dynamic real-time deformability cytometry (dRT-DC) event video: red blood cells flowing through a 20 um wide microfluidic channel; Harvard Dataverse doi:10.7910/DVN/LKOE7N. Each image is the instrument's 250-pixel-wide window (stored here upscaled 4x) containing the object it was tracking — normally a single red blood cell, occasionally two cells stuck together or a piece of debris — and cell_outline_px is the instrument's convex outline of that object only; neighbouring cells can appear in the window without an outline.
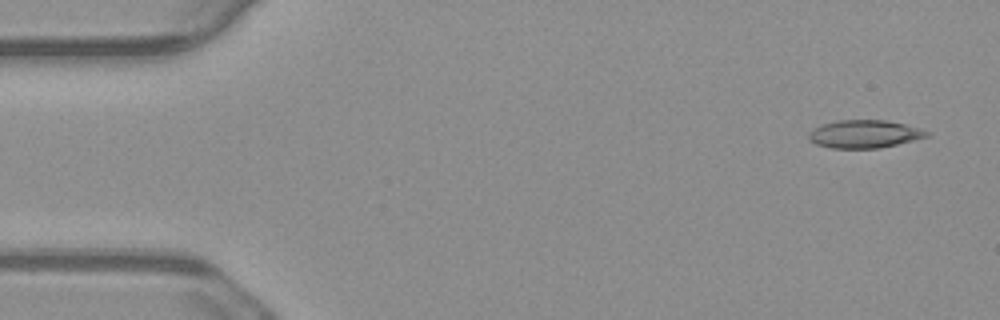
{"species": "common noctule bat (a hibernating species)", "species_latin": "Nyctalus noctula", "temperature_condition": "warm", "stored_images_in_passage": 50, "camera_frame_rate_fps": 3000, "um_per_image_px": 0.085, "animal": {"sex": "male", "body_mass_g": 23.1, "forearm_length_mm": 52.7}, "frame": {"image": 1, "passage_image": 3, "time_ms": 0.667, "image_size_px": [1000, 320], "cell_outline_px": [[932, 136], [880, 148], [832, 148], [816, 144], [808, 140], [808, 132], [812, 128], [820, 124], [836, 120], [888, 120], [920, 128], [932, 132]], "centroid_in_image_um": [73.48, 11.38], "position_along_channel_um": 11.5, "area_um2": 19.59}}
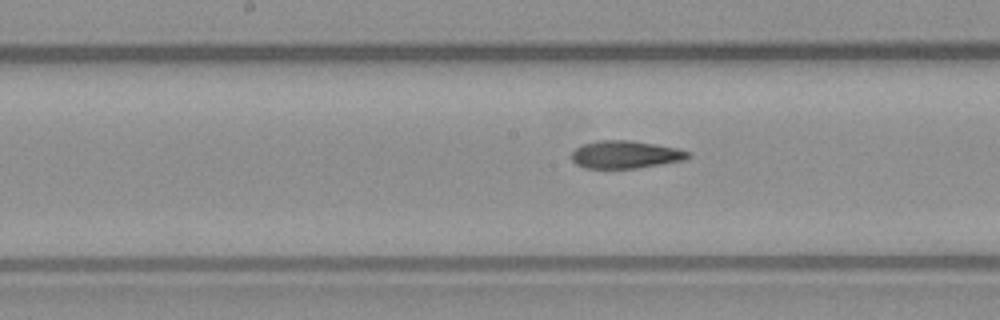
{"frame": {"image": 2, "passage_image": 27, "time_ms": 8.667, "image_size_px": [1000, 320], "cell_outline_px": [[692, 156], [684, 160], [636, 168], [584, 168], [576, 164], [572, 160], [572, 152], [576, 148], [584, 144], [600, 140], [632, 140], [656, 144], [676, 148], [692, 152]], "centroid_in_image_um": [53.19, 13.13], "position_along_channel_um": 195.0, "area_um2": 18.79}}
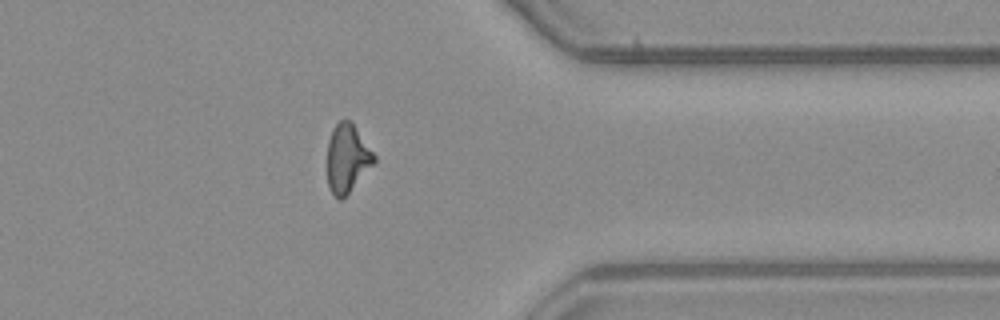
{"frame": {"image": 3, "passage_image": 43, "time_ms": 14.0, "image_size_px": [1000, 320], "cell_outline_px": [[376, 160], [348, 192], [340, 200], [332, 192], [328, 184], [328, 140], [332, 128], [340, 120], [348, 120], [352, 124], [376, 156]], "centroid_in_image_um": [29.49, 13.43], "position_along_channel_um": 381.9, "area_um2": 17.92}, "authors_computed_cell_mechanics": {"area_um2": 19.1896, "velocity_mm_per_s": 3.7599, "shape_relaxation_time_tau1_ms": 8.0888, "shape_relaxation_time_tau2_ms": 3.576, "deformation_change_tau1": 0.2167, "deformation_change_tau2": 0.1399}}